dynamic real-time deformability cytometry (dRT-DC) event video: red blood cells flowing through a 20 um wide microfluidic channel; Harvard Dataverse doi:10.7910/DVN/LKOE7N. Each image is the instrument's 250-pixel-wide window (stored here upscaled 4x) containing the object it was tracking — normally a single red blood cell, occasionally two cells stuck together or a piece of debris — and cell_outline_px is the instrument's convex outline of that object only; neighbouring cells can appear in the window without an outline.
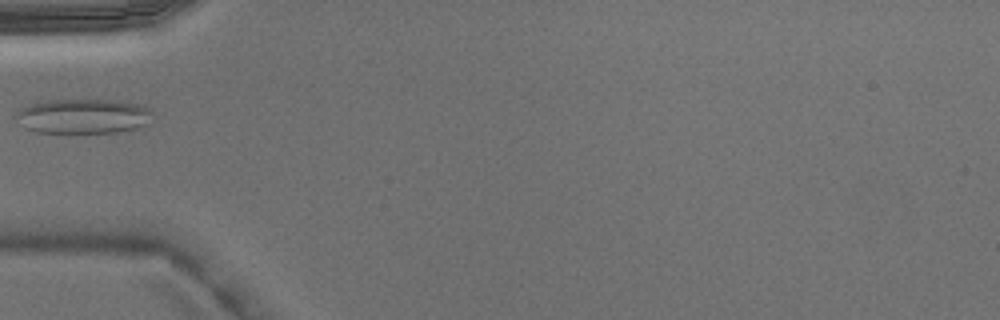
{"species": "Egyptian fruit bat (a non-hibernating species)", "species_latin": "Rousettus aegyptiacus", "temperature_condition": "warm", "stored_images_in_passage": 1, "camera_frame_rate_fps": 3000, "um_per_image_px": 0.085, "animal": {"sex": "male"}, "frame": {"image": 1, "passage_image": 1, "time_ms": 0.0, "image_size_px": [1000, 320], "cell_outline_px": [[152, 124], [120, 132], [36, 132], [24, 128], [16, 112], [20, 108], [28, 104], [40, 100], [116, 100], [144, 104], [152, 108]], "centroid_in_image_um": [7.16, 9.86], "position_along_channel_um": 77.8, "area_um2": 28.09}}